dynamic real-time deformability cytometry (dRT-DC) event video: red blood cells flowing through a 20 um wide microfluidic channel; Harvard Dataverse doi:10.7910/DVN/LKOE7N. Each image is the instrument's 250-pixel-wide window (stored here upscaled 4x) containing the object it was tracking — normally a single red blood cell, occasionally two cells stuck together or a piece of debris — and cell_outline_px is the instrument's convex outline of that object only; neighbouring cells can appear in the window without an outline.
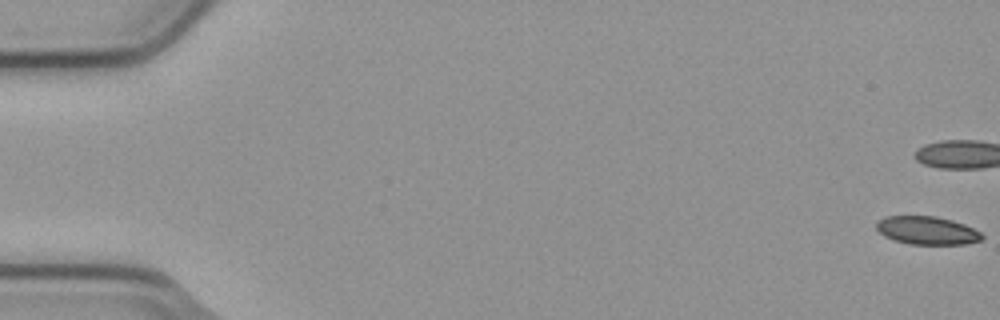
{"species": "common noctule bat (a hibernating species)", "species_latin": "Nyctalus noctula", "temperature_condition": "cold", "stored_images_in_passage": 5, "camera_frame_rate_fps": 3000, "um_per_image_px": 0.085, "animal": {"sex": "male", "body_mass_g": 23.1, "forearm_length_mm": 52.7}, "frame": {"image": 1, "passage_image": 1, "time_ms": 0.0, "image_size_px": [1000, 320], "cell_outline_px": [[984, 236], [980, 240], [964, 244], [908, 244], [884, 236], [876, 228], [876, 224], [884, 216], [936, 216], [952, 220], [964, 224], [980, 232]], "centroid_in_image_um": [78.79, 19.58], "position_along_channel_um": 6.2, "area_um2": 17.17}}